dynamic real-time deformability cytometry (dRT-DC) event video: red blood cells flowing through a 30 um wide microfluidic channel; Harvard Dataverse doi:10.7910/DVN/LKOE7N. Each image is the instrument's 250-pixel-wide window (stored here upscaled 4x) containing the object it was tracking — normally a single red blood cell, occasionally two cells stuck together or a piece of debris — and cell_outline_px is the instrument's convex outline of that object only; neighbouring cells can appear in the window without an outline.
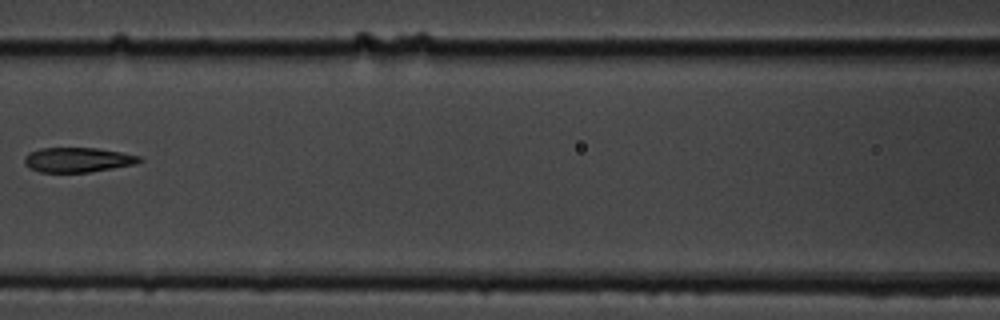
{"species": "common noctule bat (a hibernating species)", "species_latin": "Nyctalus noctula", "temperature_condition": "cold", "stored_images_in_passage": 10, "camera_frame_rate_fps": 3000, "um_per_image_px": 0.085, "animal": {"sex": "male", "body_mass_g": 19.5, "forearm_length_mm": 54.6}, "frame": {"image": 1, "passage_image": 4, "time_ms": 3.667, "image_size_px": [1000, 320], "cell_outline_px": [[144, 160], [132, 164], [112, 168], [88, 172], [40, 172], [24, 164], [24, 156], [28, 152], [40, 148], [96, 148], [120, 152], [140, 156]], "centroid_in_image_um": [6.57, 13.57], "position_along_channel_um": 160.0, "area_um2": 16.42}}
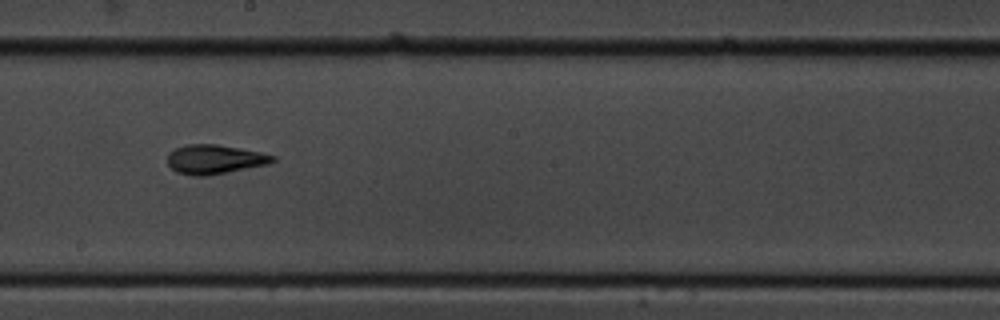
{"frame": {"image": 2, "passage_image": 6, "time_ms": 5.667, "image_size_px": [1000, 320], "cell_outline_px": [[276, 160], [268, 164], [208, 176], [192, 176], [176, 172], [168, 164], [168, 152], [176, 148], [188, 144], [216, 144], [240, 148], [260, 152], [276, 156]], "centroid_in_image_um": [18.24, 13.55], "position_along_channel_um": 230.0, "area_um2": 17.98}}
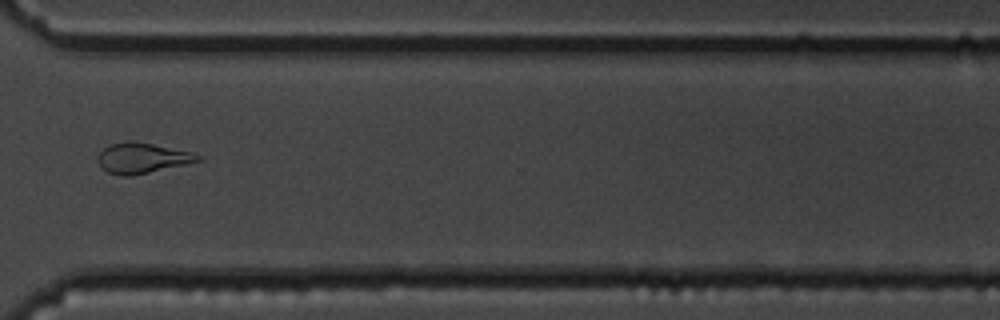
{"frame": {"image": 3, "passage_image": 9, "time_ms": 9.333, "image_size_px": [1000, 320], "cell_outline_px": [[204, 160], [132, 176], [120, 176], [108, 172], [100, 164], [96, 156], [108, 144], [152, 144], [192, 152], [200, 156]], "centroid_in_image_um": [12.11, 13.48], "position_along_channel_um": 358.5, "area_um2": 17.05}, "authors_computed_cell_mechanics": {"area_um2": 17.6868, "velocity_mm_per_s": 3.5164, "shape_relaxation_time_tau1_ms": 4.0426, "shape_relaxation_time_tau2_ms": 3.7025, "deformation_change_tau1": 0.1454, "deformation_change_tau2": 0.115}}